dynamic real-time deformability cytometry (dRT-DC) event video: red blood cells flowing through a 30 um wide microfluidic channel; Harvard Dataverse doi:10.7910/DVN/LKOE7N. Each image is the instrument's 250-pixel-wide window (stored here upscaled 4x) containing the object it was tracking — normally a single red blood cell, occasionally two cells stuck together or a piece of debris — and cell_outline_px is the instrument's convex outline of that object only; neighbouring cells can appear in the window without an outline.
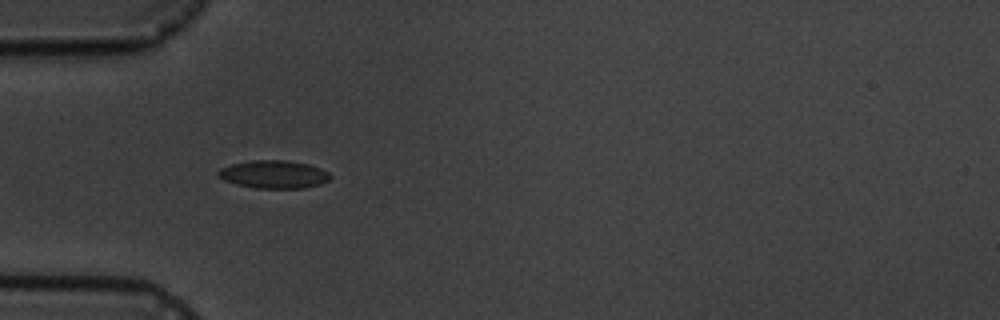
{"species": "common noctule bat (a hibernating species)", "species_latin": "Nyctalus noctula", "temperature_condition": "cold", "stored_images_in_passage": 6, "camera_frame_rate_fps": 3000, "um_per_image_px": 0.085, "animal": {"sex": "male", "body_mass_g": 19.5, "forearm_length_mm": 54.6}, "frame": {"image": 1, "passage_image": 5, "time_ms": 5.333, "image_size_px": [1000, 320], "cell_outline_px": [[332, 176], [328, 180], [320, 184], [304, 188], [256, 188], [236, 184], [224, 180], [216, 172], [220, 168], [232, 164], [252, 160], [288, 160], [308, 164], [320, 168], [328, 172]], "centroid_in_image_um": [23.28, 14.81], "position_along_channel_um": 61.7, "area_um2": 18.21}}
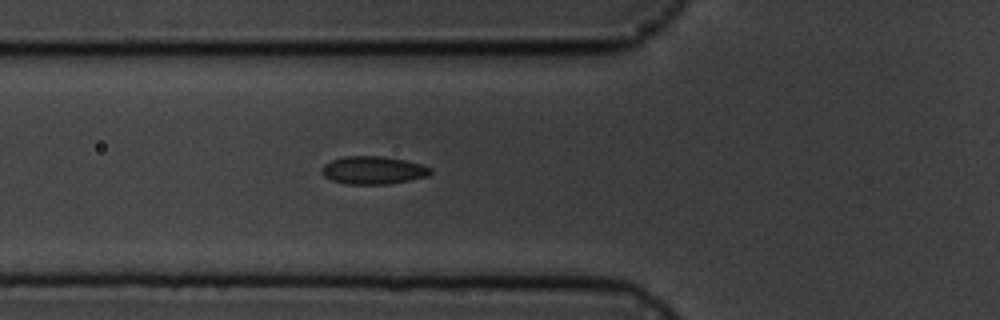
{"frame": {"image": 2, "passage_image": 6, "time_ms": 6.333, "image_size_px": [1000, 320], "cell_outline_px": [[432, 172], [428, 176], [388, 184], [344, 184], [332, 180], [324, 176], [320, 172], [320, 168], [324, 164], [332, 160], [344, 156], [384, 156], [404, 160], [420, 164], [432, 168]], "centroid_in_image_um": [31.69, 14.47], "position_along_channel_um": 94.1, "area_um2": 17.74}}